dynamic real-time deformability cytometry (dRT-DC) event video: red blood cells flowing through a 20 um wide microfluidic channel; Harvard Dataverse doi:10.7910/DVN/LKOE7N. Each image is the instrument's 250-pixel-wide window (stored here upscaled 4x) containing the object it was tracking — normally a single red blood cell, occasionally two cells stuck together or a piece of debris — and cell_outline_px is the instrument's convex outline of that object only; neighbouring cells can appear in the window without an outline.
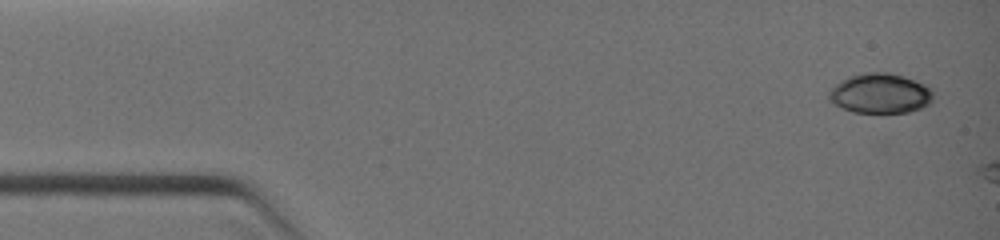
{"species": "common noctule bat (a hibernating species)", "species_latin": "Nyctalus noctula", "temperature_condition": "warm", "stored_images_in_passage": 3, "camera_frame_rate_fps": 3000, "um_per_image_px": 0.085, "animal": {"sex": "female", "body_mass_g": 19.0, "forearm_length_mm": 51.5}, "frame": {"image": 1, "passage_image": 1, "time_ms": 0.0, "image_size_px": [1000, 240], "cell_outline_px": [[932, 100], [928, 104], [920, 108], [908, 112], [852, 112], [840, 108], [832, 104], [828, 100], [828, 92], [836, 84], [848, 76], [868, 72], [884, 72], [900, 76], [928, 84], [932, 92]], "centroid_in_image_um": [74.78, 7.94], "position_along_channel_um": 10.2, "area_um2": 24.22}}